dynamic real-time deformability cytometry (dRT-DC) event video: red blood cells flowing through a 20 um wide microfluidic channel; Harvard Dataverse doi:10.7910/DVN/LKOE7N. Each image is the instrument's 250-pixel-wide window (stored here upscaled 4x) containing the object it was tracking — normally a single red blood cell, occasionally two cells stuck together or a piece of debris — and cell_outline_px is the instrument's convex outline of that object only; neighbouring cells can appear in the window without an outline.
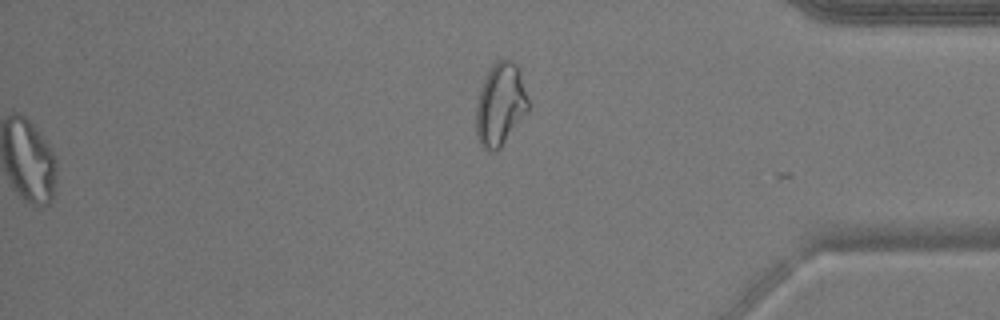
{"species": "common noctule bat (a hibernating species)", "species_latin": "Nyctalus noctula", "temperature_condition": "warm", "stored_images_in_passage": 41, "segment_of_instrument_passage": [2, 2], "camera_frame_rate_fps": 3000, "um_per_image_px": 0.085, "animal": {"sex": "male", "body_mass_g": 17.9}, "frame": {"image": 1, "passage_image": 41, "time_ms": 13.333, "image_size_px": [1000, 320], "cell_outline_px": [[528, 112], [500, 148], [496, 152], [492, 152], [484, 148], [476, 136], [476, 100], [488, 68], [496, 60], [512, 60], [516, 64], [528, 100]], "centroid_in_image_um": [42.5, 8.89], "position_along_channel_um": 392.7, "area_um2": 25.09}}